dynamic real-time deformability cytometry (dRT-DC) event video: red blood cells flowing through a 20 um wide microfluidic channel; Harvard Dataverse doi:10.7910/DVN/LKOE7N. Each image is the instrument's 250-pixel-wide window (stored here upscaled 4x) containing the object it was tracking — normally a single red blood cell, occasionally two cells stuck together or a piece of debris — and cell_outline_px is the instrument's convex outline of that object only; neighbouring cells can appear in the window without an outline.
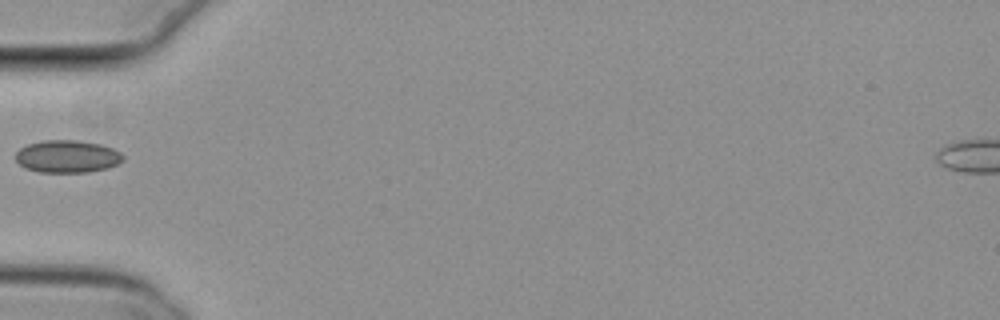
{"species": "common noctule bat (a hibernating species)", "species_latin": "Nyctalus noctula", "temperature_condition": "cold", "stored_images_in_passage": 36, "camera_frame_rate_fps": 3000, "um_per_image_px": 0.085, "animal": {"sex": "female", "body_mass_g": 29.2, "forearm_length_mm": 56.3}, "frame": {"image": 1, "passage_image": 1, "time_ms": 0.0, "image_size_px": [1000, 320], "cell_outline_px": [[124, 160], [108, 168], [88, 172], [40, 172], [24, 168], [16, 160], [16, 152], [20, 148], [28, 144], [44, 140], [76, 140], [100, 144], [112, 148], [120, 152], [124, 156]], "centroid_in_image_um": [5.72, 13.3], "position_along_channel_um": 79.3, "area_um2": 20.35}}
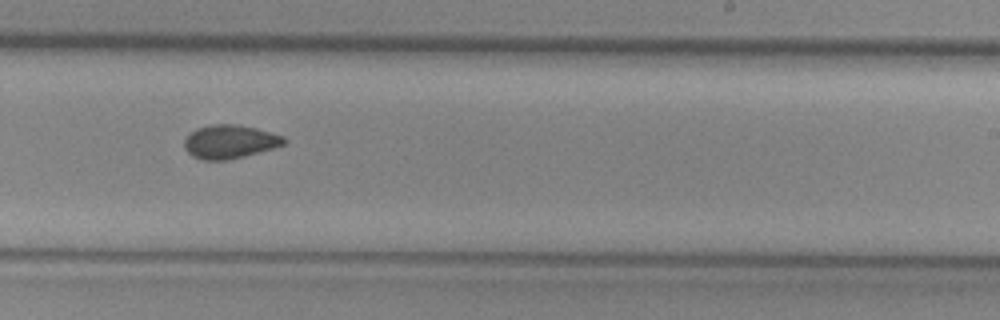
{"frame": {"image": 2, "passage_image": 16, "time_ms": 5.0, "image_size_px": [1000, 320], "cell_outline_px": [[288, 140], [284, 144], [272, 148], [244, 156], [224, 160], [204, 160], [192, 156], [184, 148], [184, 140], [196, 128], [212, 124], [236, 124], [256, 128], [272, 132], [284, 136]], "centroid_in_image_um": [19.54, 12.03], "position_along_channel_um": 269.5, "area_um2": 19.42}}
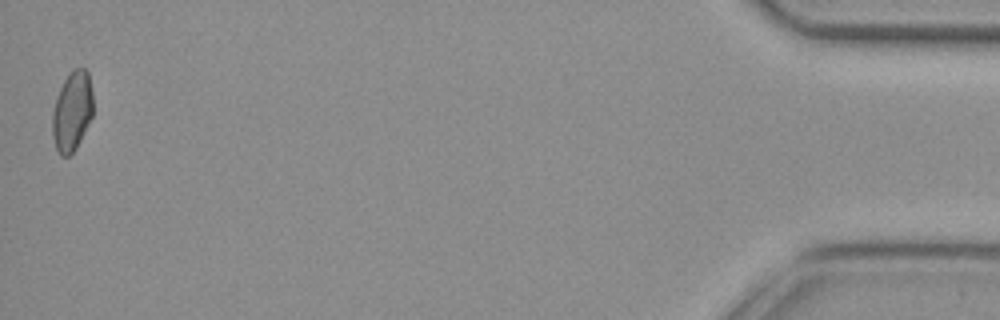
{"frame": {"image": 3, "passage_image": 36, "time_ms": 11.667, "image_size_px": [1000, 320], "cell_outline_px": [[92, 116], [76, 148], [68, 156], [60, 156], [56, 148], [52, 136], [52, 112], [56, 96], [64, 80], [72, 68], [84, 68], [88, 72], [92, 92]], "centroid_in_image_um": [6.11, 9.44], "position_along_channel_um": 429.1, "area_um2": 18.9}}